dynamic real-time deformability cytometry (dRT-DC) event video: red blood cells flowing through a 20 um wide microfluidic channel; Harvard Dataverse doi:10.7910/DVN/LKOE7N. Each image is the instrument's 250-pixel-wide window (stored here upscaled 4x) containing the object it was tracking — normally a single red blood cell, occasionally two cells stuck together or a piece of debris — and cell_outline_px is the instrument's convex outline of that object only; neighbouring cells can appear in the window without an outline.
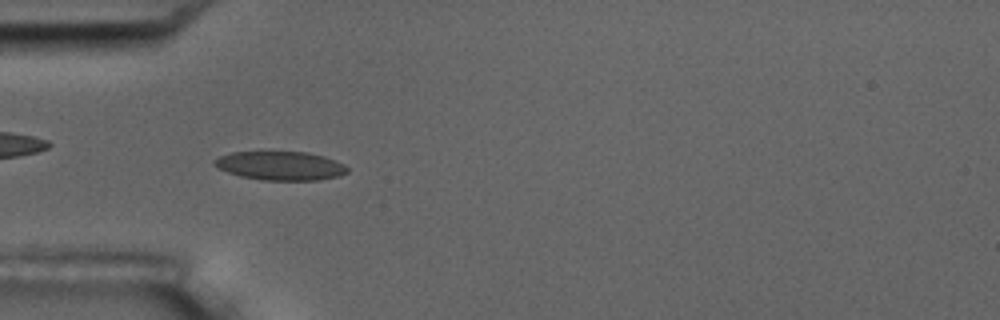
{"species": "common noctule bat (a hibernating species)", "species_latin": "Nyctalus noctula", "temperature_condition": "room temperature", "stored_images_in_passage": 5, "camera_frame_rate_fps": 3000, "um_per_image_px": 0.085, "animal": {"sex": "male", "body_mass_g": 17.5, "forearm_length_mm": 52.3}, "frame": {"image": 1, "passage_image": 4, "time_ms": 3.667, "image_size_px": [1000, 320], "cell_outline_px": [[348, 172], [340, 176], [320, 180], [264, 180], [240, 176], [216, 168], [212, 164], [220, 156], [232, 152], [308, 152], [324, 156], [336, 160], [344, 164], [348, 168]], "centroid_in_image_um": [23.87, 14.09], "position_along_channel_um": 61.1, "area_um2": 22.37}}